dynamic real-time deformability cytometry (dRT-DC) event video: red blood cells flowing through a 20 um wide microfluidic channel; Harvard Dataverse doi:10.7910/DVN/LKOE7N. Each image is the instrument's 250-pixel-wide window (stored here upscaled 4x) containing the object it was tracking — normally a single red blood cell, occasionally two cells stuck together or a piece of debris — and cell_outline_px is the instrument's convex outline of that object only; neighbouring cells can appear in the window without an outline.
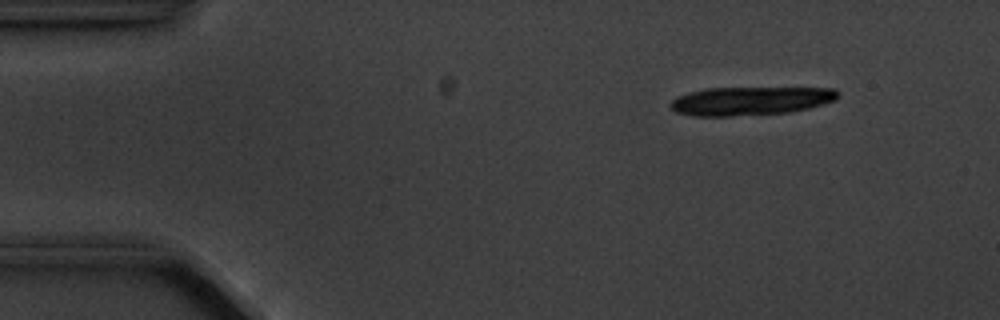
{"species": "common noctule bat (a hibernating species)", "species_latin": "Nyctalus noctula", "temperature_condition": "cold", "stored_images_in_passage": 6, "camera_frame_rate_fps": 3000, "um_per_image_px": 0.085, "animal": {"sex": "male", "body_mass_g": 20.1, "forearm_length_mm": 53.5}, "frame": {"image": 1, "passage_image": 2, "time_ms": 1.333, "image_size_px": [1000, 320], "cell_outline_px": [[840, 96], [836, 100], [824, 104], [792, 112], [732, 116], [692, 116], [676, 112], [668, 104], [676, 96], [688, 92], [708, 88], [836, 88], [840, 92]], "centroid_in_image_um": [63.8, 8.57], "position_along_channel_um": 21.2, "area_um2": 28.09}}